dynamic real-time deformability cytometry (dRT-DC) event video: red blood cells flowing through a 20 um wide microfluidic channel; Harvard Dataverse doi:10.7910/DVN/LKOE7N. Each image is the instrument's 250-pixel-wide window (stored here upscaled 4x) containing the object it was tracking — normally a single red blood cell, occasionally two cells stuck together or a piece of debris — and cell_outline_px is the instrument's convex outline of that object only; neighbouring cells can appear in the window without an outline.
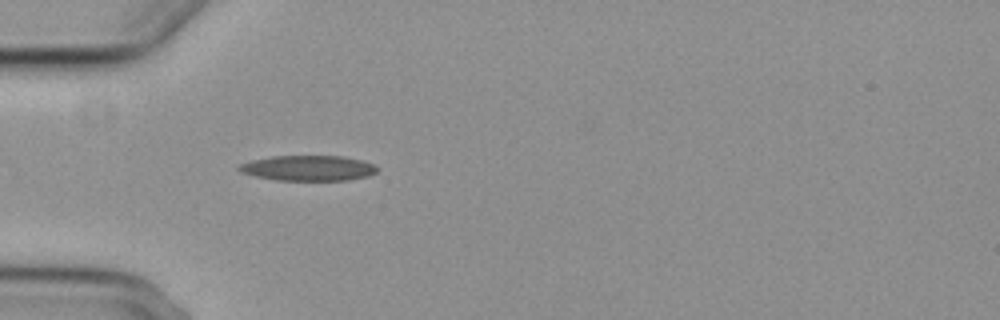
{"species": "common noctule bat (a hibernating species)", "species_latin": "Nyctalus noctula", "temperature_condition": "cold", "stored_images_in_passage": 41, "camera_frame_rate_fps": 3000, "um_per_image_px": 0.085, "animal": {"sex": "female", "body_mass_g": 29.2, "forearm_length_mm": 56.3}, "frame": {"image": 1, "passage_image": 3, "time_ms": 0.667, "image_size_px": [1000, 320], "cell_outline_px": [[380, 168], [376, 172], [368, 176], [348, 180], [276, 180], [256, 176], [240, 172], [236, 168], [240, 164], [252, 160], [272, 156], [344, 156], [376, 164]], "centroid_in_image_um": [26.23, 14.28], "position_along_channel_um": 58.8, "area_um2": 20.46}}
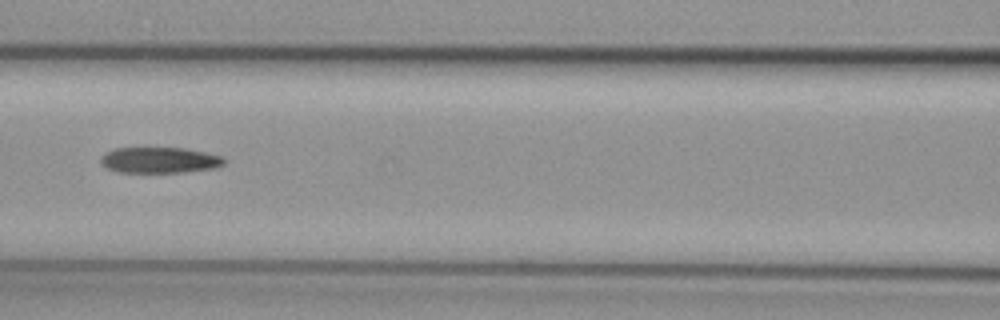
{"frame": {"image": 2, "passage_image": 11, "time_ms": 3.333, "image_size_px": [1000, 320], "cell_outline_px": [[228, 160], [224, 164], [216, 168], [188, 172], [116, 172], [100, 164], [100, 156], [112, 148], [184, 148], [224, 156]], "centroid_in_image_um": [13.59, 13.61], "position_along_channel_um": 153.0, "area_um2": 18.9}}
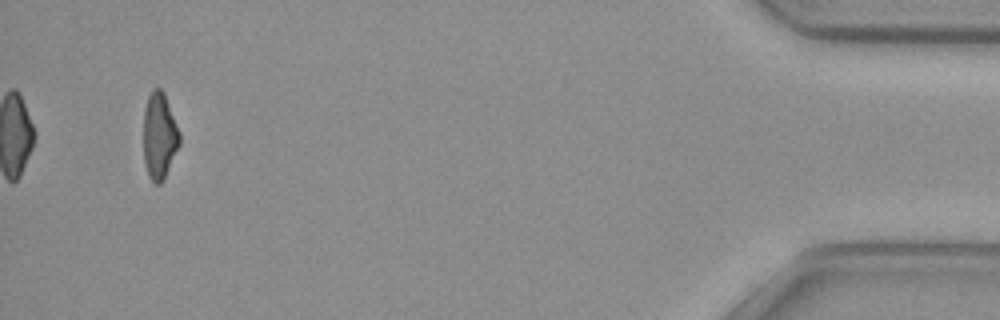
{"frame": {"image": 3, "passage_image": 39, "time_ms": 12.667, "image_size_px": [1000, 320], "cell_outline_px": [[180, 144], [164, 180], [160, 184], [156, 184], [148, 176], [144, 164], [144, 108], [148, 96], [152, 88], [160, 88], [164, 92], [180, 132]], "centroid_in_image_um": [13.55, 11.56], "position_along_channel_um": 421.7, "area_um2": 18.38}, "authors_computed_cell_mechanics": {"area_um2": 19.7098, "velocity_mm_per_s": 3.7311, "shape_relaxation_time_tau1_ms": null, "shape_relaxation_time_tau2_ms": 10.045, "deformation_change_tau1": null, "deformation_change_tau2": 0.2219}}